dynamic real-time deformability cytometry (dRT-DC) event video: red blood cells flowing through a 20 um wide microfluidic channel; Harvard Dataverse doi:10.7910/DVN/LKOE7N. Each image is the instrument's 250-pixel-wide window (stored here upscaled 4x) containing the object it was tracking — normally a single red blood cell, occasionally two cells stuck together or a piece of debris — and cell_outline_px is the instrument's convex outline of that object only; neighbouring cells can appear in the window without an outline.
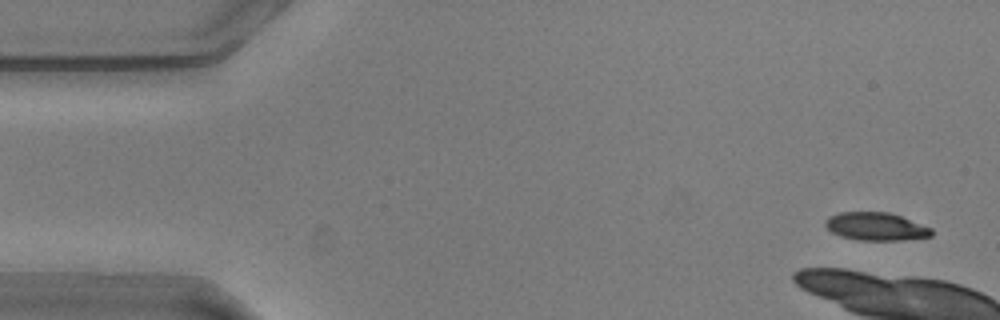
{"species": "common noctule bat (a hibernating species)", "species_latin": "Nyctalus noctula", "temperature_condition": "warm", "stored_images_in_passage": 7, "camera_frame_rate_fps": 3000, "um_per_image_px": 0.085, "animal": {"sex": "male", "body_mass_g": 20.5, "forearm_length_mm": 52.5}, "frame": {"image": 1, "passage_image": 2, "time_ms": 0.333, "image_size_px": [1000, 320], "cell_outline_px": [[932, 236], [904, 240], [856, 240], [840, 236], [832, 232], [824, 224], [824, 220], [828, 216], [840, 212], [888, 212], [900, 216], [932, 228]], "centroid_in_image_um": [74.42, 19.25], "position_along_channel_um": 10.6, "area_um2": 17.34}}